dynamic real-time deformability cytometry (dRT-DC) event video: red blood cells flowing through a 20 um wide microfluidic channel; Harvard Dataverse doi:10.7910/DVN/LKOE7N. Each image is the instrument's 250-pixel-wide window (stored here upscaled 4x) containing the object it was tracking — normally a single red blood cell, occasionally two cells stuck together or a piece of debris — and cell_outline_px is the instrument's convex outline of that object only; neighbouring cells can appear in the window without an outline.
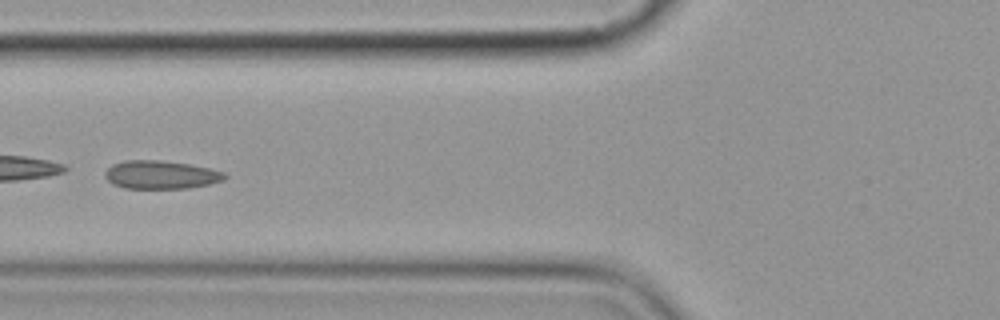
{"species": "common noctule bat (a hibernating species)", "species_latin": "Nyctalus noctula", "temperature_condition": "cold", "stored_images_in_passage": 9, "camera_frame_rate_fps": 3000, "um_per_image_px": 0.085, "animal": {"sex": "female", "body_mass_g": 19.9}, "frame": {"image": 1, "passage_image": 6, "time_ms": 6.667, "image_size_px": [1000, 320], "cell_outline_px": [[228, 176], [224, 180], [208, 184], [188, 188], [124, 188], [112, 184], [104, 176], [104, 172], [112, 164], [124, 160], [160, 160], [188, 164], [208, 168], [224, 172]], "centroid_in_image_um": [13.64, 14.85], "position_along_channel_um": 112.2, "area_um2": 19.71}}
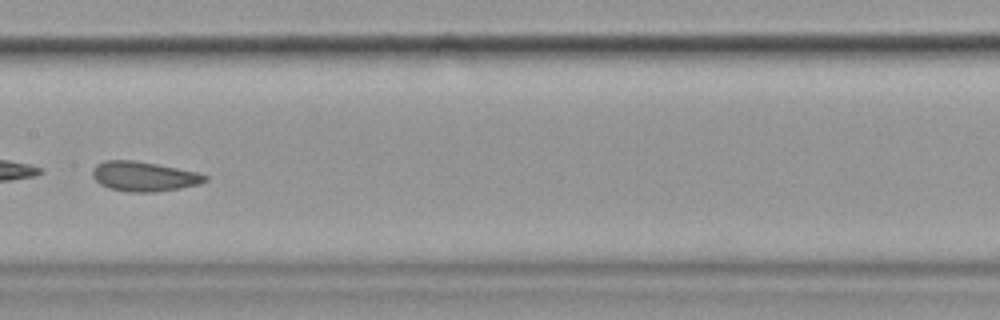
{"frame": {"image": 2, "passage_image": 8, "time_ms": 9.0, "image_size_px": [1000, 320], "cell_outline_px": [[208, 180], [200, 184], [180, 188], [156, 192], [128, 192], [108, 188], [100, 184], [92, 176], [92, 168], [96, 164], [104, 160], [132, 160], [156, 164], [196, 172], [208, 176]], "centroid_in_image_um": [12.2, 15.0], "position_along_channel_um": 195.2, "area_um2": 19.54}}
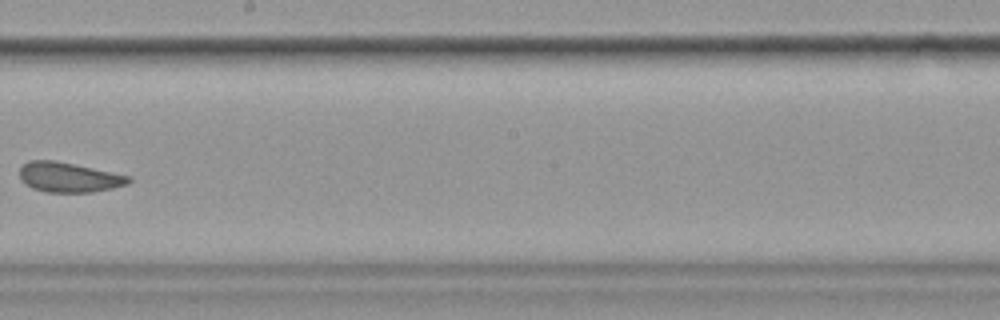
{"frame": {"image": 3, "passage_image": 9, "time_ms": 10.333, "image_size_px": [1000, 320], "cell_outline_px": [[132, 180], [128, 184], [112, 188], [92, 192], [44, 192], [32, 188], [24, 184], [20, 176], [20, 168], [28, 160], [56, 160], [132, 176]], "centroid_in_image_um": [5.86, 15.06], "position_along_channel_um": 242.3, "area_um2": 19.13}}